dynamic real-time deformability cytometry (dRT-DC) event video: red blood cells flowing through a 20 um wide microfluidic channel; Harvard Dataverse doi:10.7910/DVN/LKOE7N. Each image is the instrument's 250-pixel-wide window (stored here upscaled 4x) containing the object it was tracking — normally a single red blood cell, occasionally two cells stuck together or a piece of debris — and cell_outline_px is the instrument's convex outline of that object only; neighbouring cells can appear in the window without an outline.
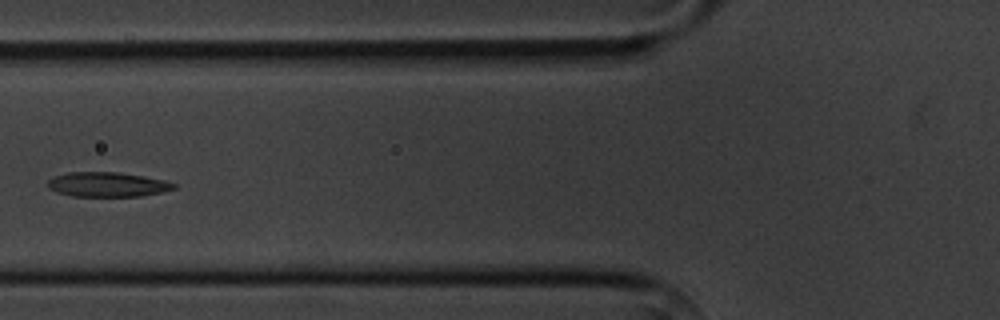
{"species": "common noctule bat (a hibernating species)", "species_latin": "Nyctalus noctula", "temperature_condition": "cold", "stored_images_in_passage": 7, "camera_frame_rate_fps": 3000, "um_per_image_px": 0.085, "animal": {"sex": "male", "body_mass_g": 20.1, "forearm_length_mm": 53.5}, "frame": {"image": 1, "passage_image": 2, "time_ms": 1.333, "image_size_px": [1000, 320], "cell_outline_px": [[176, 188], [160, 192], [140, 196], [72, 196], [56, 192], [48, 188], [48, 180], [52, 176], [68, 172], [116, 172], [144, 176], [164, 180], [176, 184]], "centroid_in_image_um": [9.09, 15.67], "position_along_channel_um": 116.7, "area_um2": 18.09}}
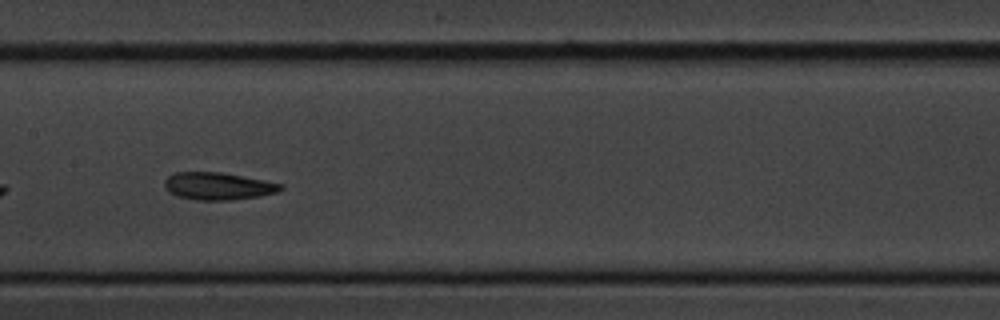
{"frame": {"image": 2, "passage_image": 4, "time_ms": 3.333, "image_size_px": [1000, 320], "cell_outline_px": [[284, 188], [276, 192], [260, 196], [232, 200], [196, 200], [176, 196], [168, 192], [164, 188], [164, 180], [168, 176], [176, 172], [220, 172], [264, 180], [284, 184]], "centroid_in_image_um": [18.51, 15.82], "position_along_channel_um": 188.9, "area_um2": 18.67}}
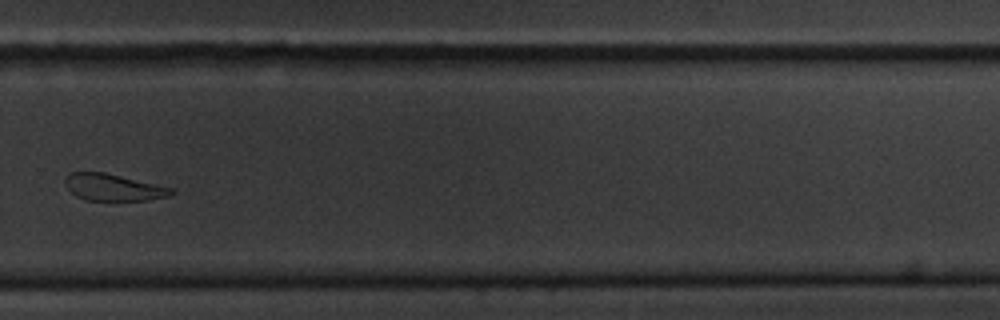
{"frame": {"image": 3, "passage_image": 7, "time_ms": 7.0, "image_size_px": [1000, 320], "cell_outline_px": [[176, 192], [168, 196], [148, 200], [84, 200], [76, 196], [68, 188], [64, 180], [72, 172], [104, 172], [172, 188]], "centroid_in_image_um": [9.63, 15.93], "position_along_channel_um": 320.2, "area_um2": 16.3}}